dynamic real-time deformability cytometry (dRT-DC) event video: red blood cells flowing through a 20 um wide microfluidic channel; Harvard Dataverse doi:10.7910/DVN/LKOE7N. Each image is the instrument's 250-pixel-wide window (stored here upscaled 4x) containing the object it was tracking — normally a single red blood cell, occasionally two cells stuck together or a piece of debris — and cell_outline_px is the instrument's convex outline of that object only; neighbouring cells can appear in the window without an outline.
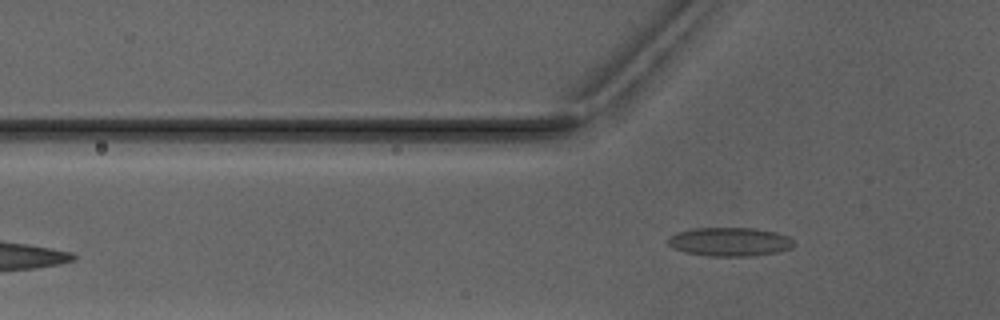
{"species": "Egyptian fruit bat (a non-hibernating species)", "species_latin": "Rousettus aegyptiacus", "temperature_condition": "warm", "stored_images_in_passage": 3, "camera_frame_rate_fps": 3000, "um_per_image_px": 0.085, "animal": {"sex": "male"}, "frame": {"image": 1, "passage_image": 3, "time_ms": 2.333, "image_size_px": [1000, 320], "cell_outline_px": [[792, 248], [776, 252], [752, 256], [704, 256], [684, 252], [672, 248], [664, 240], [668, 236], [680, 232], [696, 228], [756, 228], [776, 232], [788, 236], [792, 240]], "centroid_in_image_um": [61.97, 20.56], "position_along_channel_um": 63.8, "area_um2": 21.21}}